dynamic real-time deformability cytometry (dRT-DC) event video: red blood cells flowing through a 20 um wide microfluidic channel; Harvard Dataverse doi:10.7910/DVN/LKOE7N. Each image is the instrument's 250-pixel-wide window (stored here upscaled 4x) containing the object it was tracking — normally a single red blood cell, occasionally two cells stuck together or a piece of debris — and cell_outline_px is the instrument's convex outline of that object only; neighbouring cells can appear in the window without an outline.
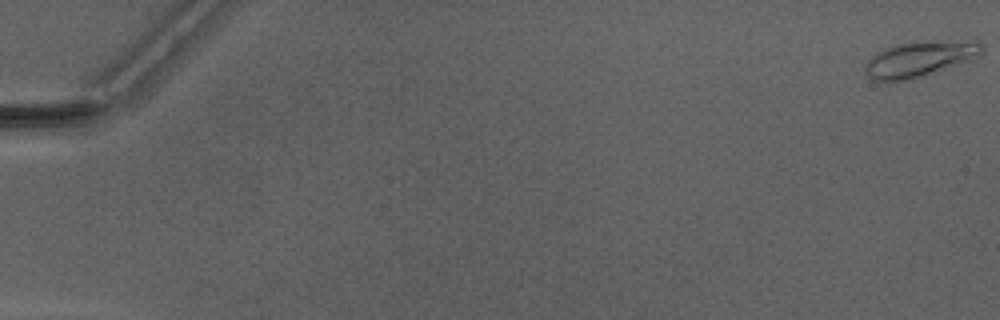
{"species": "Egyptian fruit bat (a non-hibernating species)", "species_latin": "Rousettus aegyptiacus", "temperature_condition": "warm", "stored_images_in_passage": 9, "camera_frame_rate_fps": 3000, "um_per_image_px": 0.085, "animal": {"sex": "male"}, "frame": {"image": 1, "passage_image": 1, "time_ms": 0.0, "image_size_px": [1000, 320], "cell_outline_px": [[984, 48], [980, 56], [972, 60], [912, 80], [888, 84], [872, 80], [868, 76], [864, 68], [868, 60], [876, 52], [896, 44], [916, 40], [980, 40], [984, 44]], "centroid_in_image_um": [78.21, 5.02], "position_along_channel_um": 6.8, "area_um2": 25.43}}